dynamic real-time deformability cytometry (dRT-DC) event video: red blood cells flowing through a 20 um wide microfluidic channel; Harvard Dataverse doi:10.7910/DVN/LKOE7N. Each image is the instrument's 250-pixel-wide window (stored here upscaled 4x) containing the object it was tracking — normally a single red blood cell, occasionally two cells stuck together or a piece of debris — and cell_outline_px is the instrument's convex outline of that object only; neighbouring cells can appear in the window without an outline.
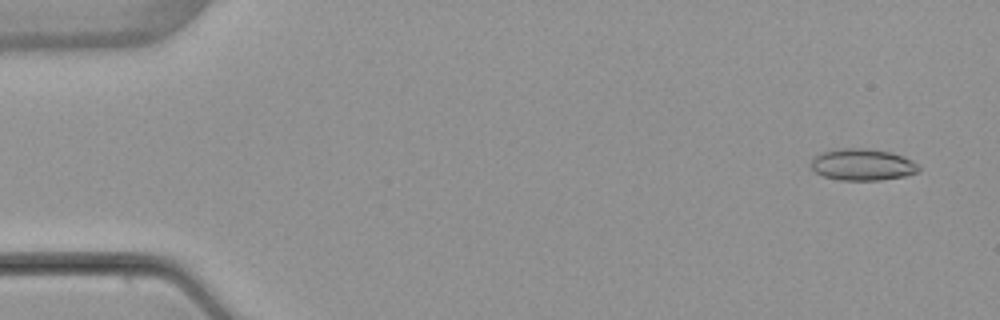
{"species": "common noctule bat (a hibernating species)", "species_latin": "Nyctalus noctula", "temperature_condition": "warm", "stored_images_in_passage": 6, "camera_frame_rate_fps": 3000, "um_per_image_px": 0.085, "animal": {"sex": "female", "body_mass_g": 22.7, "forearm_length_mm": 54.2}, "frame": {"image": 1, "passage_image": 1, "time_ms": 0.0, "image_size_px": [1000, 320], "cell_outline_px": [[920, 172], [904, 176], [880, 180], [840, 180], [824, 176], [816, 172], [812, 168], [812, 160], [820, 152], [840, 148], [868, 148], [892, 152], [904, 156], [920, 164]], "centroid_in_image_um": [73.37, 13.98], "position_along_channel_um": 11.6, "area_um2": 20.06}}
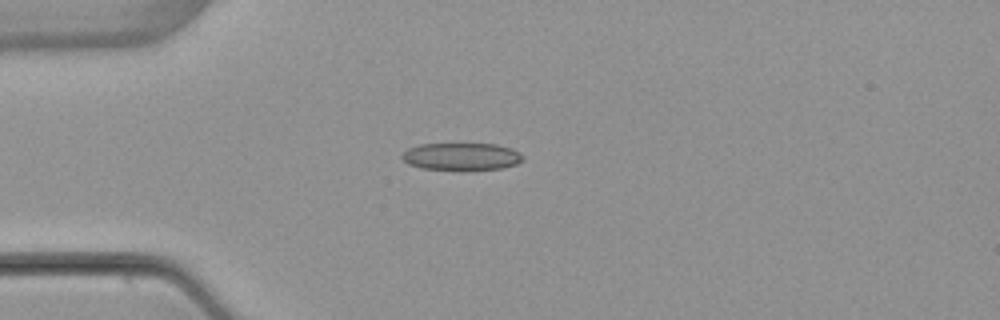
{"frame": {"image": 2, "passage_image": 4, "time_ms": 3.667, "image_size_px": [1000, 320], "cell_outline_px": [[524, 160], [516, 164], [500, 168], [420, 168], [408, 164], [400, 156], [408, 148], [420, 144], [496, 144], [512, 148], [520, 152], [524, 156]], "centroid_in_image_um": [39.24, 13.27], "position_along_channel_um": 45.8, "area_um2": 18.79}}
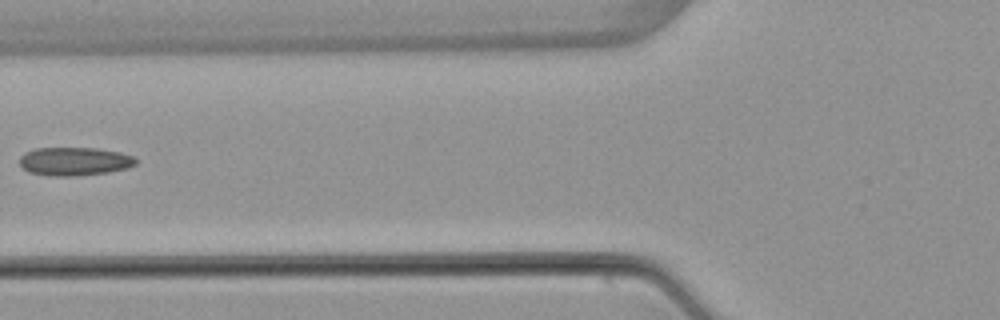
{"frame": {"image": 3, "passage_image": 6, "time_ms": 6.0, "image_size_px": [1000, 320], "cell_outline_px": [[136, 164], [128, 168], [108, 172], [76, 176], [48, 176], [28, 172], [20, 168], [20, 156], [24, 152], [36, 148], [96, 148], [120, 152], [136, 156]], "centroid_in_image_um": [6.31, 13.72], "position_along_channel_um": 119.5, "area_um2": 19.54}}